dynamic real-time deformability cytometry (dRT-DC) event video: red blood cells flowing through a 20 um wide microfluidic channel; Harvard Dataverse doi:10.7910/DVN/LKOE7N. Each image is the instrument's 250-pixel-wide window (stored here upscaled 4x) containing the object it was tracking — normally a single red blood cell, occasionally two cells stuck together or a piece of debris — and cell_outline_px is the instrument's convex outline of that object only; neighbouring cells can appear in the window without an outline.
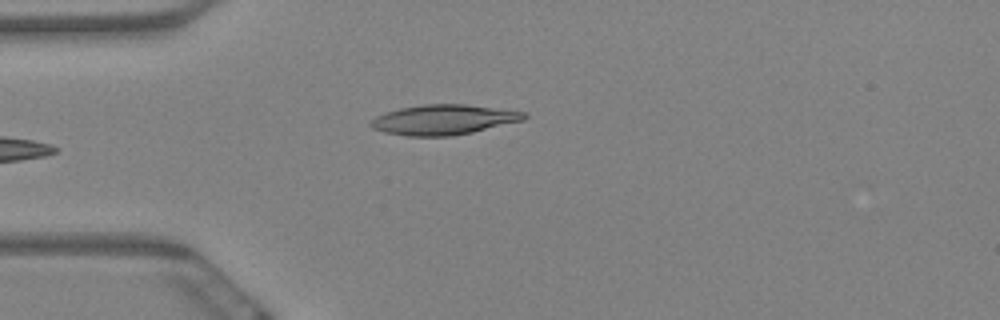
{"species": "Egyptian fruit bat (a non-hibernating species)", "species_latin": "Rousettus aegyptiacus", "temperature_condition": "warm", "stored_images_in_passage": 6, "camera_frame_rate_fps": 3000, "um_per_image_px": 0.085, "animal": {"sex": "female"}, "frame": {"image": 1, "passage_image": 6, "time_ms": 1.667, "image_size_px": [1000, 320], "cell_outline_px": [[528, 116], [524, 120], [472, 132], [452, 136], [408, 136], [384, 132], [372, 128], [368, 124], [376, 116], [400, 108], [424, 104], [464, 104], [528, 112]], "centroid_in_image_um": [37.72, 10.17], "position_along_channel_um": 47.3, "area_um2": 26.76}}